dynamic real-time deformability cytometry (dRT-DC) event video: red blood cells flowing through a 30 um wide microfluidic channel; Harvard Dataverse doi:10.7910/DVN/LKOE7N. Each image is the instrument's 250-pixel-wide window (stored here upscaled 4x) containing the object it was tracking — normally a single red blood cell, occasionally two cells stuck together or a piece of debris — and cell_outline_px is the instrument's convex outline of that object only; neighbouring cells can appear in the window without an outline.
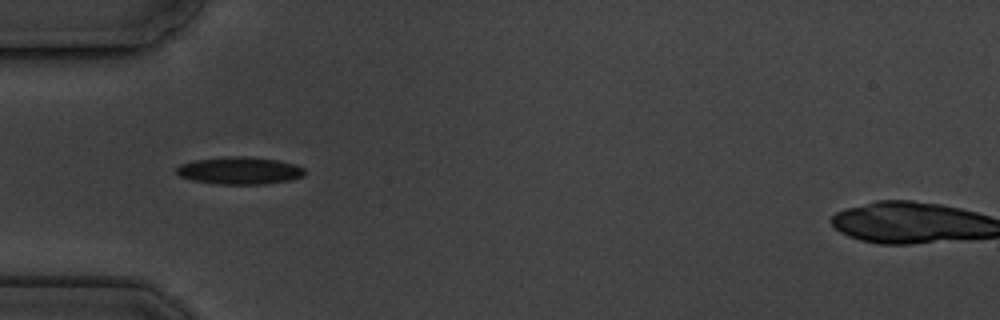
{"species": "common noctule bat (a hibernating species)", "species_latin": "Nyctalus noctula", "temperature_condition": "cold", "stored_images_in_passage": 7, "camera_frame_rate_fps": 3000, "um_per_image_px": 0.085, "animal": {"sex": "male", "body_mass_g": 19.5, "forearm_length_mm": 54.6}, "frame": {"image": 1, "passage_image": 6, "time_ms": 5.667, "image_size_px": [1000, 320], "cell_outline_px": [[304, 176], [292, 180], [264, 184], [216, 184], [192, 180], [180, 176], [176, 172], [176, 168], [180, 164], [196, 160], [228, 156], [244, 156], [280, 160], [296, 164], [304, 168]], "centroid_in_image_um": [20.4, 14.5], "position_along_channel_um": 64.6, "area_um2": 20.58}}